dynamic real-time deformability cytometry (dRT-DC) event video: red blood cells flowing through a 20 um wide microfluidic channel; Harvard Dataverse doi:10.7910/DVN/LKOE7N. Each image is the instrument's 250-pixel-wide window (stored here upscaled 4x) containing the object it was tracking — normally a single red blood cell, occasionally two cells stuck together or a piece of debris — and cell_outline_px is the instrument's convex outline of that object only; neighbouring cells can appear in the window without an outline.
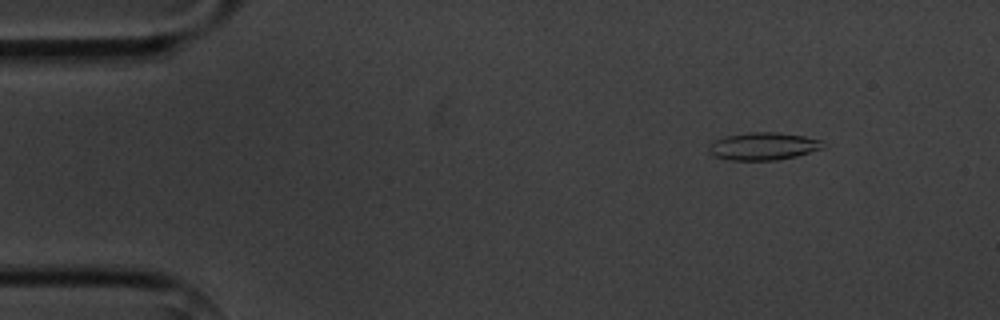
{"species": "common noctule bat (a hibernating species)", "species_latin": "Nyctalus noctula", "temperature_condition": "cold", "stored_images_in_passage": 8, "camera_frame_rate_fps": 3000, "um_per_image_px": 0.085, "animal": {"sex": "male", "body_mass_g": 20.1, "forearm_length_mm": 53.5}, "frame": {"image": 1, "passage_image": 2, "time_ms": 1.0, "image_size_px": [1000, 320], "cell_outline_px": [[824, 140], [820, 148], [796, 156], [776, 160], [732, 160], [716, 156], [708, 148], [708, 144], [716, 140], [728, 136], [748, 132], [776, 132], [804, 136]], "centroid_in_image_um": [64.88, 12.42], "position_along_channel_um": 20.1, "area_um2": 17.98}}
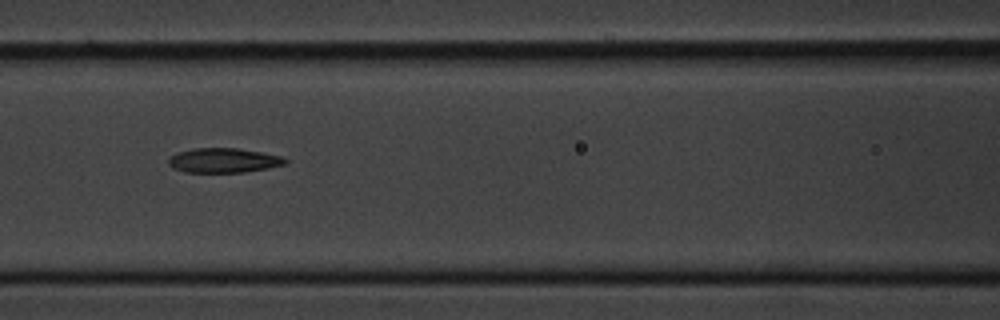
{"frame": {"image": 2, "passage_image": 7, "time_ms": 6.667, "image_size_px": [1000, 320], "cell_outline_px": [[288, 164], [268, 168], [244, 172], [184, 172], [172, 168], [168, 164], [168, 156], [176, 152], [192, 148], [236, 148], [260, 152], [280, 156], [288, 160]], "centroid_in_image_um": [18.96, 13.63], "position_along_channel_um": 147.6, "area_um2": 16.88}}
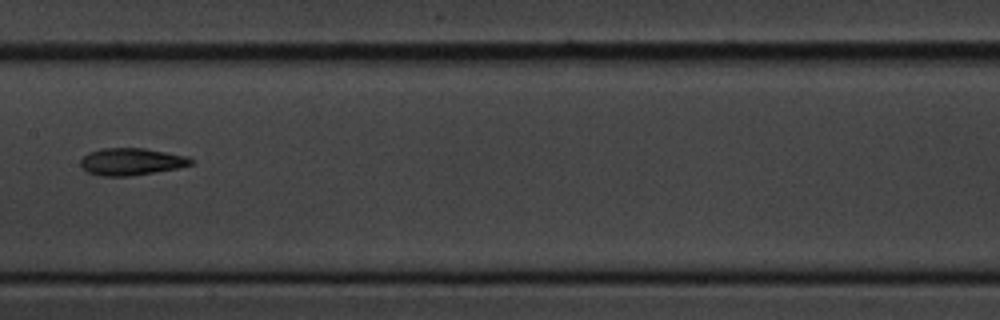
{"frame": {"image": 3, "passage_image": 8, "time_ms": 8.0, "image_size_px": [1000, 320], "cell_outline_px": [[196, 160], [192, 164], [176, 168], [128, 176], [100, 176], [88, 172], [80, 164], [80, 160], [88, 152], [104, 148], [144, 148], [188, 156]], "centroid_in_image_um": [11.17, 13.73], "position_along_channel_um": 196.2, "area_um2": 17.34}}